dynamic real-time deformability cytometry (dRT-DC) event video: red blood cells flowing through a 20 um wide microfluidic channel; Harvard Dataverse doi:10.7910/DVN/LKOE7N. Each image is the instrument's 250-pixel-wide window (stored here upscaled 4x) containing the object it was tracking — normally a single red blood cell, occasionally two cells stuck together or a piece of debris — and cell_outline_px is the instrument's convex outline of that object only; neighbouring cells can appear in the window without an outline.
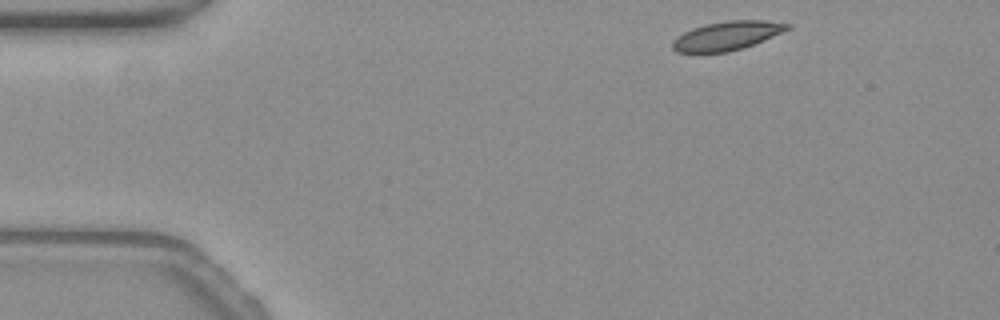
{"species": "common noctule bat (a hibernating species)", "species_latin": "Nyctalus noctula", "temperature_condition": "warm", "stored_images_in_passage": 48, "camera_frame_rate_fps": 3000, "um_per_image_px": 0.085, "animal": {"sex": "female", "body_mass_g": 19.3, "forearm_length_mm": 54.1}, "frame": {"image": 1, "passage_image": 1, "time_ms": 0.0, "image_size_px": [1000, 320], "cell_outline_px": [[792, 28], [744, 48], [728, 52], [676, 52], [672, 48], [672, 40], [676, 36], [692, 28], [704, 24], [728, 20], [764, 20], [792, 24]], "centroid_in_image_um": [61.79, 3.03], "position_along_channel_um": 23.2, "area_um2": 19.42}}
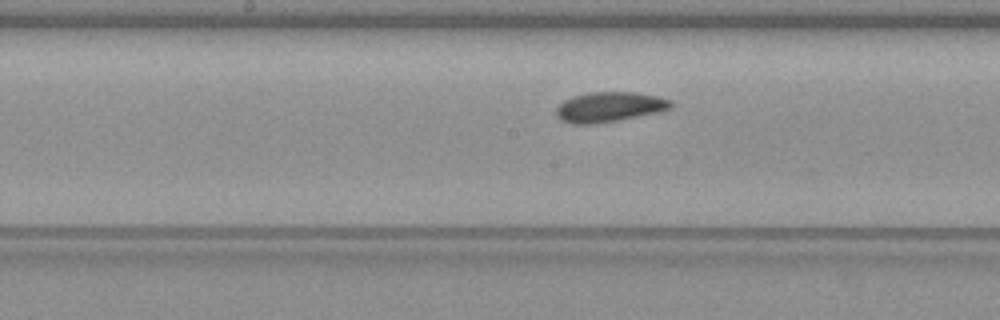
{"frame": {"image": 2, "passage_image": 21, "time_ms": 6.667, "image_size_px": [1000, 320], "cell_outline_px": [[672, 108], [656, 112], [596, 124], [572, 124], [560, 120], [556, 116], [556, 108], [564, 100], [572, 96], [588, 92], [636, 92], [656, 96], [672, 100]], "centroid_in_image_um": [51.75, 9.08], "position_along_channel_um": 196.4, "area_um2": 20.0}}
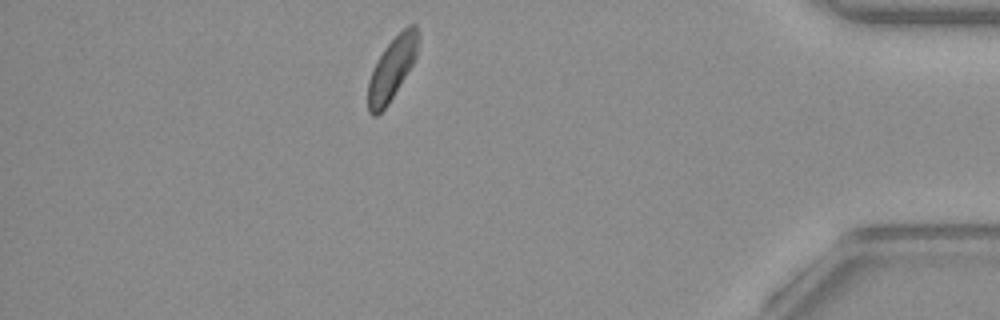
{"frame": {"image": 3, "passage_image": 41, "time_ms": 13.333, "image_size_px": [1000, 320], "cell_outline_px": [[420, 36], [416, 56], [412, 64], [388, 104], [376, 116], [372, 116], [368, 112], [368, 80], [372, 68], [384, 48], [408, 24], [416, 24], [420, 32]], "centroid_in_image_um": [33.32, 5.8], "position_along_channel_um": 401.9, "area_um2": 18.21}, "authors_computed_cell_mechanics": {"area_um2": 19.5942, "velocity_mm_per_s": 3.7676, "shape_relaxation_time_tau1_ms": 6.0171, "shape_relaxation_time_tau2_ms": 4.5558, "deformation_change_tau1": 0.1499, "deformation_change_tau2": 0.079}}